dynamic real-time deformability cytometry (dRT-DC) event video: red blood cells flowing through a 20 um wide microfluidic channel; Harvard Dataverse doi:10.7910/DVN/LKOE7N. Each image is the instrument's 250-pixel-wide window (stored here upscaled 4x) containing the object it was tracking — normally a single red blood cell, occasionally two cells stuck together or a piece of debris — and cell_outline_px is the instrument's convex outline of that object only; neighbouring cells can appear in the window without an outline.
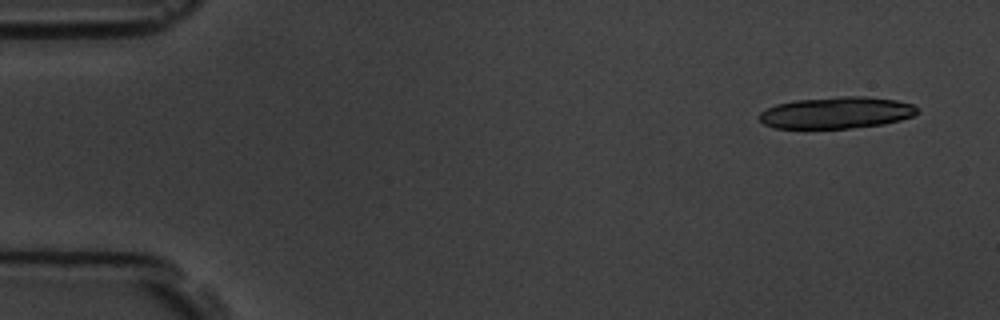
{"species": "common noctule bat (a hibernating species)", "species_latin": "Nyctalus noctula", "temperature_condition": "room temperature", "stored_images_in_passage": 3, "camera_frame_rate_fps": 3000, "um_per_image_px": 0.085, "animal": {"sex": "male", "body_mass_g": 19.5, "forearm_length_mm": 54.6}, "frame": {"image": 1, "passage_image": 1, "time_ms": 0.0, "image_size_px": [1000, 320], "cell_outline_px": [[916, 112], [912, 116], [900, 120], [884, 124], [848, 128], [776, 128], [764, 124], [760, 120], [760, 112], [776, 104], [796, 100], [844, 96], [864, 96], [896, 100], [912, 104], [916, 108]], "centroid_in_image_um": [71.09, 9.58], "position_along_channel_um": 13.9, "area_um2": 28.84}}